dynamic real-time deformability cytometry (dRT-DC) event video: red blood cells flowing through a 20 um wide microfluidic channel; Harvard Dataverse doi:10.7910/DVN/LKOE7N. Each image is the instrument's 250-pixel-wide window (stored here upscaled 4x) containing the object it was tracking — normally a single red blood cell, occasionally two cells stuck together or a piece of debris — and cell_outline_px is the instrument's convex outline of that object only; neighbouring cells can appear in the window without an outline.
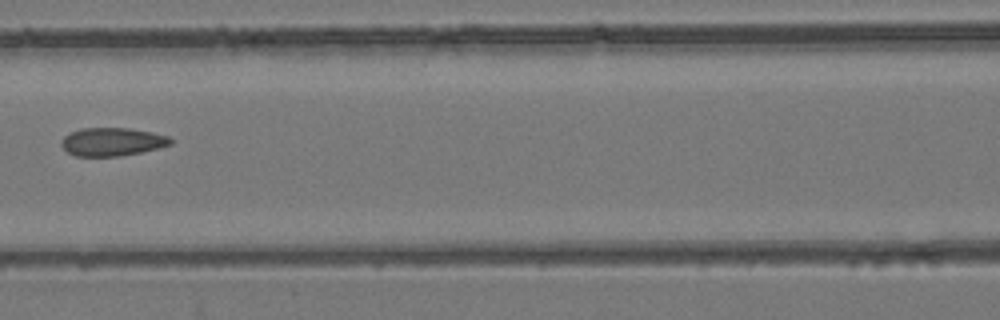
{"species": "common noctule bat (a hibernating species)", "species_latin": "Nyctalus noctula", "temperature_condition": "room temperature", "stored_images_in_passage": 5, "camera_frame_rate_fps": 3000, "um_per_image_px": 0.085, "animal": {"sex": "female", "body_mass_g": 24.6, "forearm_length_mm": 56.2}, "frame": {"image": 1, "passage_image": 5, "time_ms": 1.333, "image_size_px": [1000, 320], "cell_outline_px": [[172, 144], [140, 152], [120, 156], [76, 156], [68, 152], [60, 144], [64, 136], [80, 128], [128, 128], [152, 132], [168, 136], [172, 140]], "centroid_in_image_um": [9.52, 12.05], "position_along_channel_um": 157.1, "area_um2": 17.8}}